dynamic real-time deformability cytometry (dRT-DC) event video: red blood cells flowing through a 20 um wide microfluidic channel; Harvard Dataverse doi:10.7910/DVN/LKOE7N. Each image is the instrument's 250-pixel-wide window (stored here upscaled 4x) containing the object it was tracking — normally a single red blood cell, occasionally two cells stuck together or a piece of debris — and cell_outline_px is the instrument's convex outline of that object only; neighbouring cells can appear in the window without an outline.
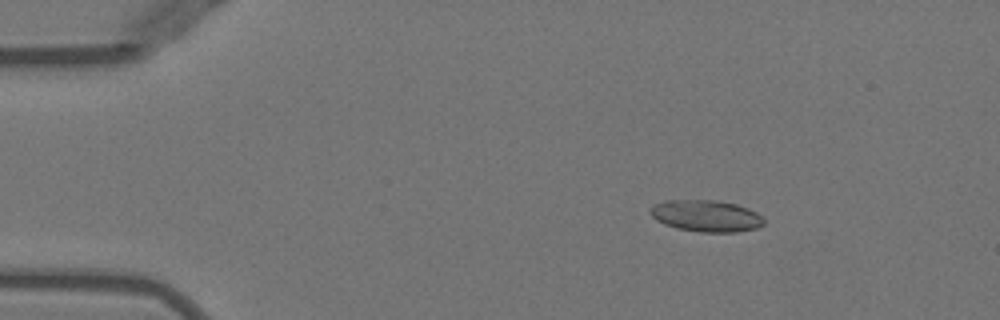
{"species": "Egyptian fruit bat (a non-hibernating species)", "species_latin": "Rousettus aegyptiacus", "temperature_condition": "warm", "stored_images_in_passage": 44, "camera_frame_rate_fps": 3000, "um_per_image_px": 0.085, "animal": {"sex": "female"}, "frame": {"image": 1, "passage_image": 1, "time_ms": 0.0, "image_size_px": [1000, 320], "cell_outline_px": [[764, 224], [756, 228], [736, 232], [700, 232], [676, 228], [664, 224], [656, 220], [648, 212], [652, 204], [664, 200], [716, 200], [736, 204], [748, 208], [756, 212], [764, 220]], "centroid_in_image_um": [59.97, 18.34], "position_along_channel_um": 25.0, "area_um2": 21.1}}
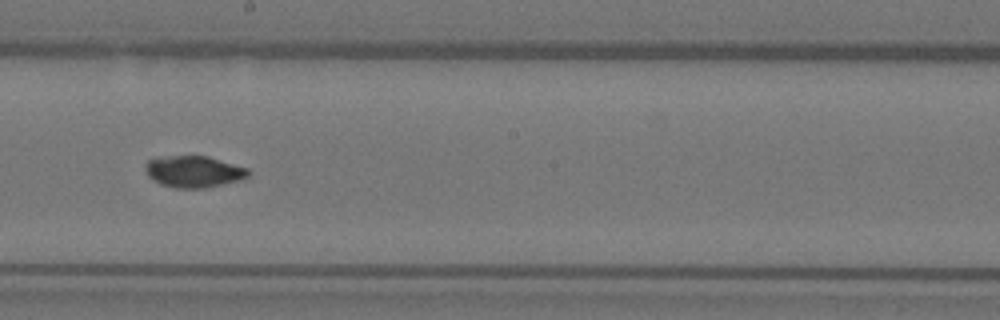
{"frame": {"image": 2, "passage_image": 22, "time_ms": 7.0, "image_size_px": [1000, 320], "cell_outline_px": [[248, 176], [240, 180], [204, 188], [176, 188], [160, 184], [152, 180], [148, 176], [144, 168], [144, 164], [148, 160], [168, 156], [208, 156], [248, 168]], "centroid_in_image_um": [16.44, 14.59], "position_along_channel_um": 231.8, "area_um2": 18.9}}
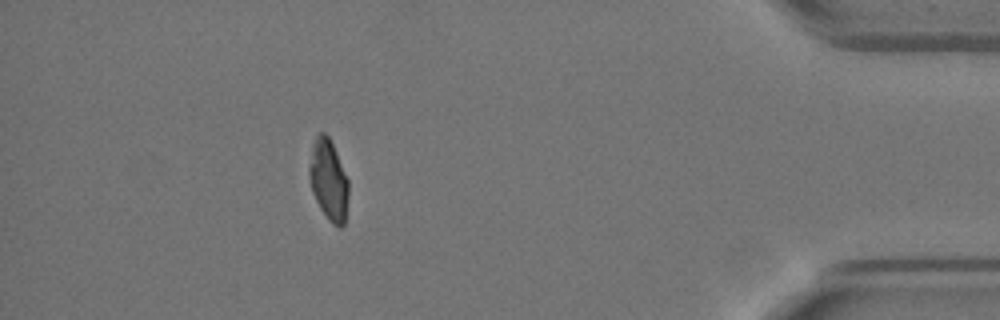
{"frame": {"image": 3, "passage_image": 39, "time_ms": 12.667, "image_size_px": [1000, 320], "cell_outline_px": [[348, 196], [344, 224], [340, 228], [332, 224], [328, 220], [320, 208], [312, 192], [308, 172], [308, 168], [312, 148], [316, 132], [324, 132], [328, 136], [332, 144], [348, 180]], "centroid_in_image_um": [27.91, 15.31], "position_along_channel_um": 407.3, "area_um2": 18.38}}